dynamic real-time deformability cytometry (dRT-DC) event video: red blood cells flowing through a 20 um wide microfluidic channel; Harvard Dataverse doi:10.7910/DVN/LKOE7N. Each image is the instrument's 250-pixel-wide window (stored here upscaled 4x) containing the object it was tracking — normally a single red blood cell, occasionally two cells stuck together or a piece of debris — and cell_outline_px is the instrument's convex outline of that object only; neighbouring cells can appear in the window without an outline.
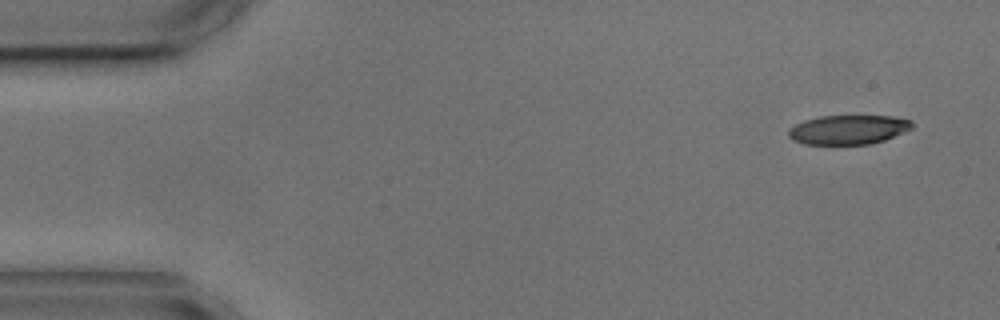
{"species": "common noctule bat (a hibernating species)", "species_latin": "Nyctalus noctula", "temperature_condition": "cold", "stored_images_in_passage": 3, "camera_frame_rate_fps": 3000, "um_per_image_px": 0.085, "animal": {"sex": "male", "body_mass_g": 17.9, "forearm_length_mm": 54.2}, "frame": {"image": 1, "passage_image": 1, "time_ms": 0.0, "image_size_px": [1000, 320], "cell_outline_px": [[912, 128], [884, 140], [872, 144], [804, 144], [792, 140], [788, 136], [788, 128], [804, 120], [820, 116], [892, 116], [912, 120]], "centroid_in_image_um": [72.07, 11.02], "position_along_channel_um": 12.9, "area_um2": 21.1}}